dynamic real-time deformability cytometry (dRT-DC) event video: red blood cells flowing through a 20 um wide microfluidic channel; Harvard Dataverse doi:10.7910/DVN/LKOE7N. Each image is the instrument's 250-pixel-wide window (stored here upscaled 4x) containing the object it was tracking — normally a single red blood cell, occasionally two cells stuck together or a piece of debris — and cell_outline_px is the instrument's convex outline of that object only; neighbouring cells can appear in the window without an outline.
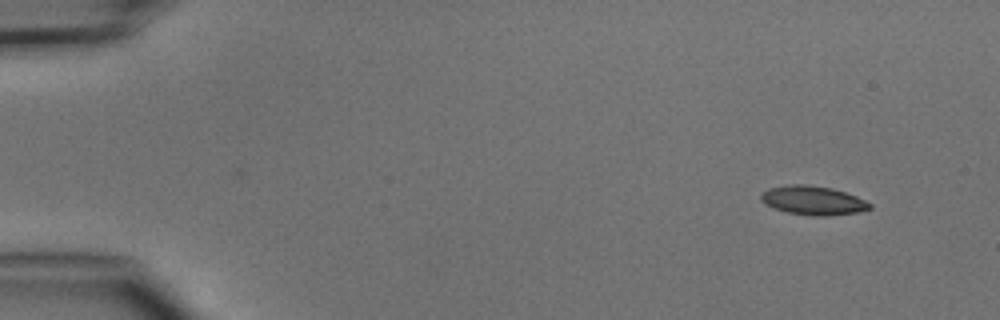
{"species": "common noctule bat (a hibernating species)", "species_latin": "Nyctalus noctula", "temperature_condition": "cold", "stored_images_in_passage": 3, "camera_frame_rate_fps": 3000, "um_per_image_px": 0.085, "animal": {"sex": "male", "body_mass_g": 15.6}, "frame": {"image": 1, "passage_image": 1, "time_ms": 0.0, "image_size_px": [1000, 320], "cell_outline_px": [[872, 208], [860, 212], [824, 216], [812, 216], [788, 212], [772, 208], [764, 204], [760, 200], [760, 192], [768, 188], [788, 184], [808, 184], [832, 188], [856, 196], [872, 204]], "centroid_in_image_um": [69.06, 17.03], "position_along_channel_um": 15.9, "area_um2": 18.61}}